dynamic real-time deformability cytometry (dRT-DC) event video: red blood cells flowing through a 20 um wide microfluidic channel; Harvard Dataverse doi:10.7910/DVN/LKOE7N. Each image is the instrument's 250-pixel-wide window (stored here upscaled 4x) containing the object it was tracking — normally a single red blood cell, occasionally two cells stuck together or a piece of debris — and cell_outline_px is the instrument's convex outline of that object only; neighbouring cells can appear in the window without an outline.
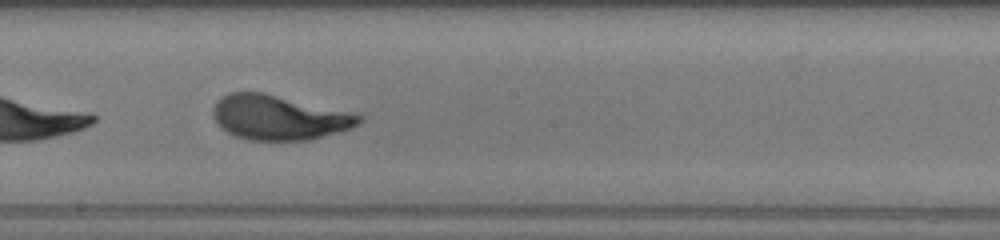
{"species": "human", "species_latin": "Homo sapiens", "temperature_condition": "warm", "stored_images_in_passage": 19, "camera_frame_rate_fps": 3000, "um_per_image_px": 0.085, "donor": {"sex": "female"}, "frame": {"image": 1, "passage_image": 16, "time_ms": 5.0, "image_size_px": [1000, 240], "cell_outline_px": [[364, 120], [360, 124], [312, 140], [248, 140], [236, 136], [228, 132], [216, 120], [212, 112], [212, 108], [228, 92], [260, 92], [352, 112], [364, 116]], "centroid_in_image_um": [23.75, 9.99], "position_along_channel_um": 224.5, "area_um2": 37.51}}